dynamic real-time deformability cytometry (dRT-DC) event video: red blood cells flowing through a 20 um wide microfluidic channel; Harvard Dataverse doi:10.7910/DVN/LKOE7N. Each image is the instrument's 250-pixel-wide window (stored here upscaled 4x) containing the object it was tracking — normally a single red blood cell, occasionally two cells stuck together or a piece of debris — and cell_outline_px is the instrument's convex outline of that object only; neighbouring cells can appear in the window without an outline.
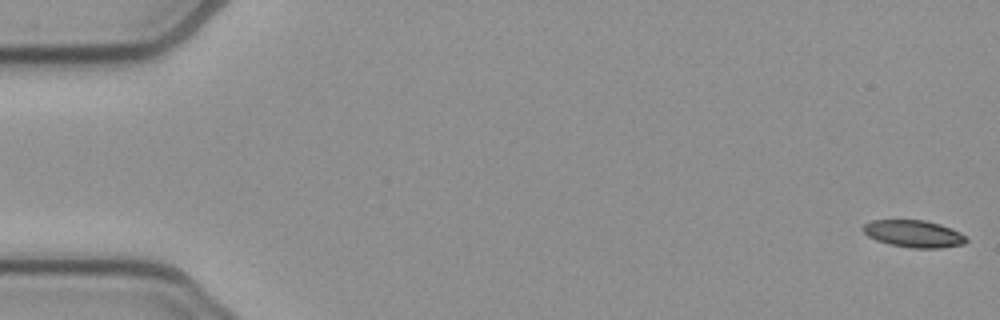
{"species": "common noctule bat (a hibernating species)", "species_latin": "Nyctalus noctula", "temperature_condition": "cold", "stored_images_in_passage": 54, "camera_frame_rate_fps": 3000, "um_per_image_px": 0.085, "animal": {"sex": "female", "body_mass_g": 21.9}, "frame": {"image": 1, "passage_image": 1, "time_ms": 0.0, "image_size_px": [1000, 320], "cell_outline_px": [[968, 240], [964, 244], [940, 248], [912, 248], [888, 244], [876, 240], [868, 236], [860, 228], [864, 224], [872, 220], [924, 220], [940, 224], [960, 232]], "centroid_in_image_um": [77.64, 19.87], "position_along_channel_um": 7.4, "area_um2": 16.36}}
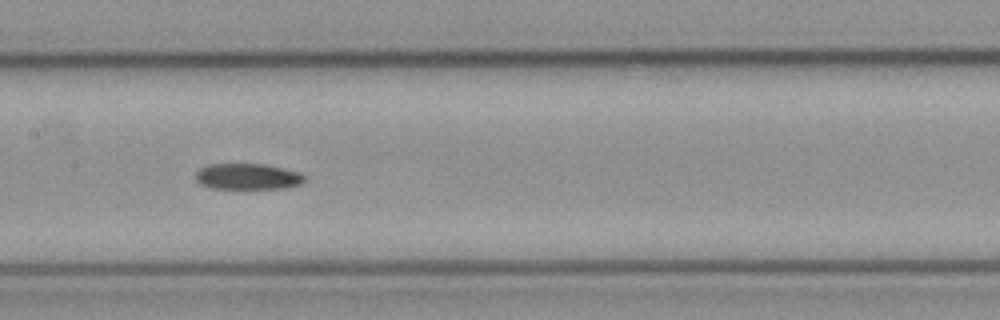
{"frame": {"image": 2, "passage_image": 26, "time_ms": 8.333, "image_size_px": [1000, 320], "cell_outline_px": [[308, 180], [300, 184], [284, 188], [212, 188], [200, 184], [196, 180], [196, 172], [200, 168], [208, 164], [264, 164], [300, 172]], "centroid_in_image_um": [21.06, 15.0], "position_along_channel_um": 186.3, "area_um2": 16.47}}
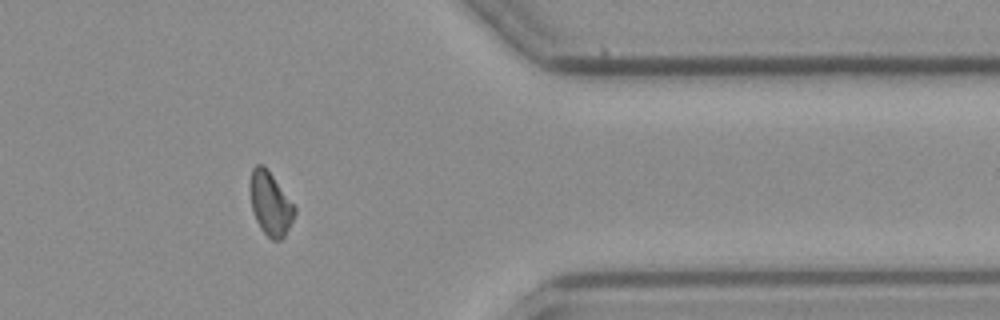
{"frame": {"image": 3, "passage_image": 43, "time_ms": 14.0, "image_size_px": [1000, 320], "cell_outline_px": [[296, 212], [284, 236], [280, 240], [272, 240], [260, 228], [256, 220], [252, 208], [252, 168], [256, 164], [260, 164], [272, 176], [296, 208]], "centroid_in_image_um": [23.0, 17.37], "position_along_channel_um": 388.4, "area_um2": 15.55}, "authors_computed_cell_mechanics": {"area_um2": 16.6753, "velocity_mm_per_s": 3.9046, "shape_relaxation_time_tau1_ms": 9.4529, "shape_relaxation_time_tau2_ms": null, "deformation_change_tau1": 0.1727, "deformation_change_tau2": null}}